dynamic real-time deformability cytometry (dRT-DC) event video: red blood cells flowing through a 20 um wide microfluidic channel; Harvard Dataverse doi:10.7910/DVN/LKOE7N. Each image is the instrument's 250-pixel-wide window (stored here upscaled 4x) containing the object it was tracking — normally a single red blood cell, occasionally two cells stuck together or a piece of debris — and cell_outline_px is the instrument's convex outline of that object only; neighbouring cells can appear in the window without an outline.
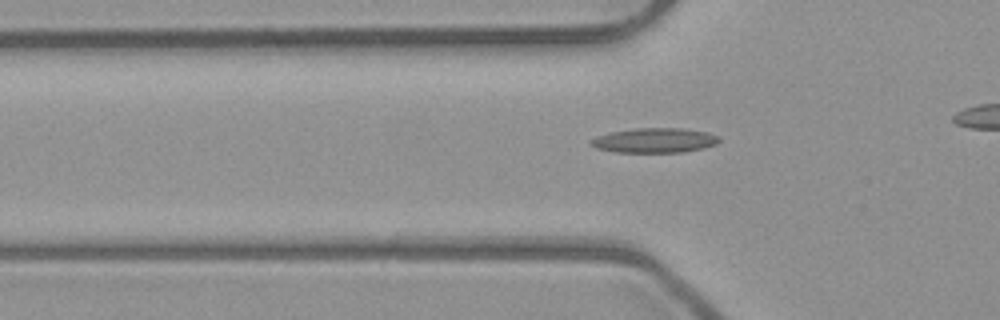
{"species": "common noctule bat (a hibernating species)", "species_latin": "Nyctalus noctula", "temperature_condition": "room temperature", "stored_images_in_passage": 32, "camera_frame_rate_fps": 3000, "um_per_image_px": 0.085, "animal": {"sex": "male", "body_mass_g": 23.1, "forearm_length_mm": 52.7}, "frame": {"image": 1, "passage_image": 7, "time_ms": 2.0, "image_size_px": [1000, 320], "cell_outline_px": [[720, 140], [716, 144], [704, 148], [684, 152], [616, 152], [596, 148], [588, 144], [596, 136], [612, 132], [636, 128], [680, 128], [708, 132], [716, 136]], "centroid_in_image_um": [55.63, 11.93], "position_along_channel_um": 70.2, "area_um2": 18.38}}
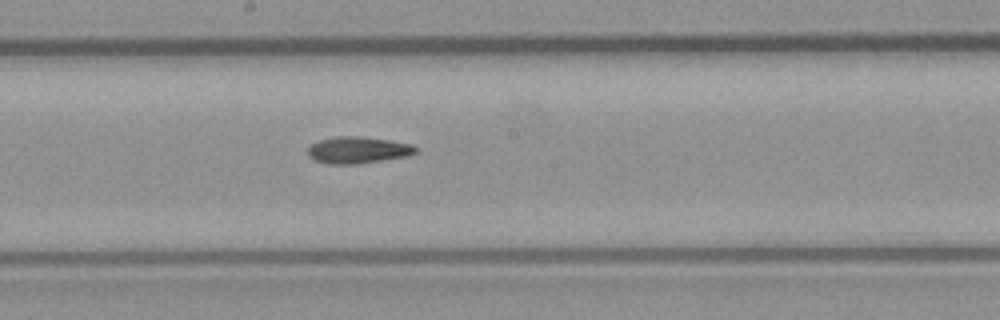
{"frame": {"image": 2, "passage_image": 18, "time_ms": 5.667, "image_size_px": [1000, 320], "cell_outline_px": [[416, 152], [408, 156], [360, 164], [328, 164], [312, 160], [308, 156], [308, 148], [312, 144], [320, 140], [336, 136], [360, 136], [388, 140], [412, 144], [416, 148]], "centroid_in_image_um": [30.4, 12.76], "position_along_channel_um": 217.8, "area_um2": 16.88}}
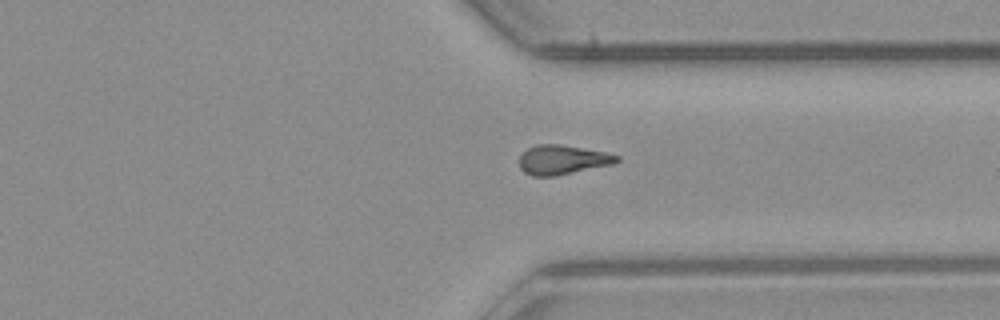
{"frame": {"image": 3, "passage_image": 29, "time_ms": 9.333, "image_size_px": [1000, 320], "cell_outline_px": [[620, 160], [612, 164], [556, 176], [532, 176], [524, 172], [520, 168], [520, 156], [528, 148], [536, 144], [560, 144], [604, 152], [620, 156]], "centroid_in_image_um": [47.79, 13.58], "position_along_channel_um": 363.6, "area_um2": 16.59}}